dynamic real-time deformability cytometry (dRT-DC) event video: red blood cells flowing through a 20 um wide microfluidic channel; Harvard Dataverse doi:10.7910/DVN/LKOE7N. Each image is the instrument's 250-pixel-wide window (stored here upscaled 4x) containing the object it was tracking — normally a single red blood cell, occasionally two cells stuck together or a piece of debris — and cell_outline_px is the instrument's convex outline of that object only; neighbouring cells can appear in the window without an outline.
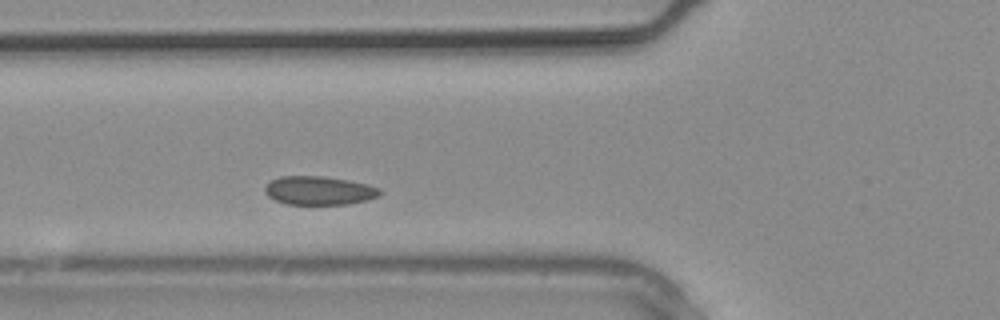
{"species": "common noctule bat (a hibernating species)", "species_latin": "Nyctalus noctula", "temperature_condition": "warm", "stored_images_in_passage": 5, "camera_frame_rate_fps": 3000, "um_per_image_px": 0.085, "animal": {"sex": "male", "body_mass_g": 20.4}, "frame": {"image": 1, "passage_image": 5, "time_ms": 1.333, "image_size_px": [1000, 320], "cell_outline_px": [[380, 196], [368, 200], [348, 204], [288, 204], [276, 200], [268, 196], [264, 192], [264, 188], [272, 180], [280, 176], [320, 176], [348, 180], [380, 188]], "centroid_in_image_um": [27.12, 16.2], "position_along_channel_um": 98.7, "area_um2": 19.02}}